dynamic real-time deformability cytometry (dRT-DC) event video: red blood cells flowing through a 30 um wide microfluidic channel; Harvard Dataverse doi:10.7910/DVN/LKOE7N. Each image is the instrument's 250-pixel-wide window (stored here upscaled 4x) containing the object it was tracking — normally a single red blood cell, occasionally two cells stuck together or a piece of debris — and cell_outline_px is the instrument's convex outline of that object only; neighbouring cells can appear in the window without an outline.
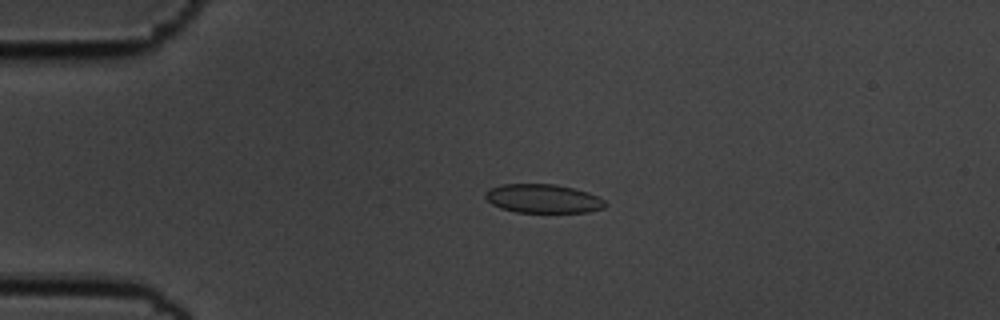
{"species": "common noctule bat (a hibernating species)", "species_latin": "Nyctalus noctula", "temperature_condition": "cold", "stored_images_in_passage": 54, "camera_frame_rate_fps": 3000, "um_per_image_px": 0.085, "animal": {"sex": "male", "body_mass_g": 19.5, "forearm_length_mm": 54.6}, "frame": {"image": 1, "passage_image": 11, "time_ms": 3.333, "image_size_px": [1000, 320], "cell_outline_px": [[608, 204], [604, 208], [588, 212], [516, 212], [500, 208], [492, 204], [484, 196], [484, 192], [488, 188], [500, 184], [556, 184], [588, 192], [604, 200]], "centroid_in_image_um": [46.13, 16.88], "position_along_channel_um": 38.9, "area_um2": 20.23}}
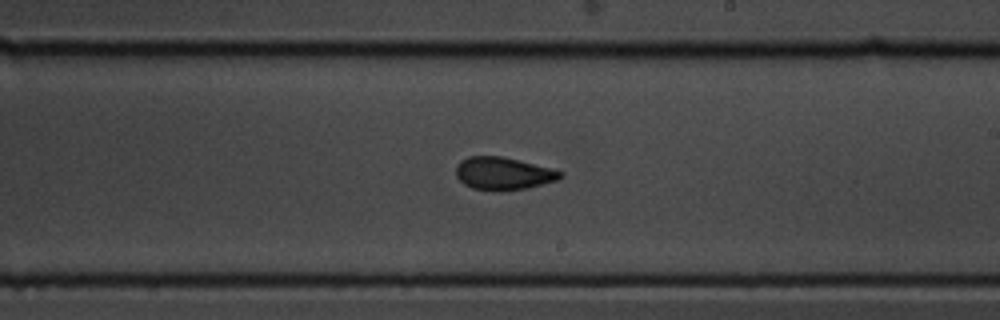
{"frame": {"image": 2, "passage_image": 31, "time_ms": 10.0, "image_size_px": [1000, 320], "cell_outline_px": [[564, 176], [560, 180], [528, 188], [492, 192], [472, 188], [464, 184], [456, 176], [456, 164], [460, 160], [468, 156], [500, 156], [552, 168], [564, 172]], "centroid_in_image_um": [42.79, 14.76], "position_along_channel_um": 246.2, "area_um2": 20.23}}
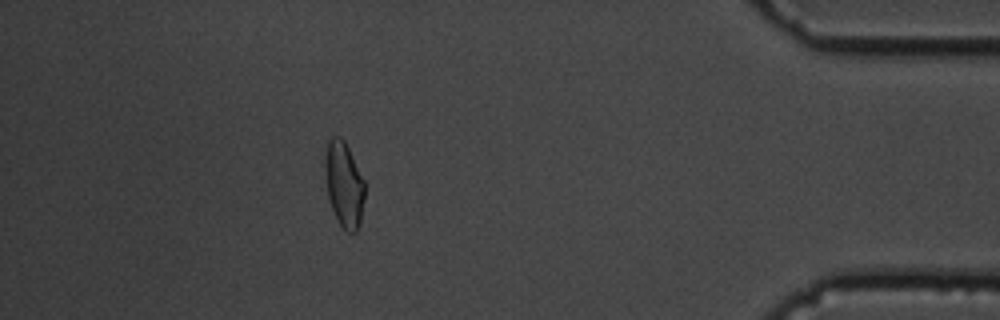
{"frame": {"image": 3, "passage_image": 48, "time_ms": 15.667, "image_size_px": [1000, 320], "cell_outline_px": [[364, 200], [360, 224], [356, 232], [348, 232], [340, 224], [332, 208], [328, 196], [324, 172], [324, 160], [328, 140], [332, 136], [340, 136], [344, 140], [364, 180]], "centroid_in_image_um": [29.23, 15.65], "position_along_channel_um": 406.0, "area_um2": 19.65}, "authors_computed_cell_mechanics": {"area_um2": 20.23, "velocity_mm_per_s": 3.5986, "shape_relaxation_time_tau1_ms": 3.1322, "shape_relaxation_time_tau2_ms": 1.8, "deformation_change_tau1": 0.092, "deformation_change_tau2": 0.0502}}